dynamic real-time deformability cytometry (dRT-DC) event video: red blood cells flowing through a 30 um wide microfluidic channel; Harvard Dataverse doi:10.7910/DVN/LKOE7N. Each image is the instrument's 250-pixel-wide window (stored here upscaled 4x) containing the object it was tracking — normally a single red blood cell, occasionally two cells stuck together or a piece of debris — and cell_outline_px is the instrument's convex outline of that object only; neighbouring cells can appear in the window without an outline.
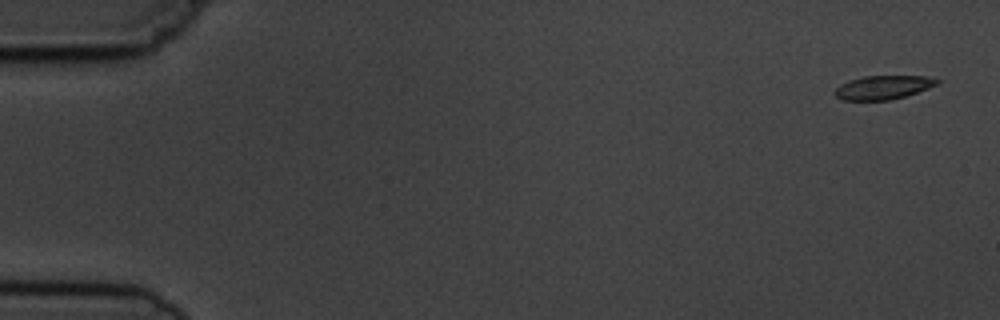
{"species": "common noctule bat (a hibernating species)", "species_latin": "Nyctalus noctula", "temperature_condition": "cold", "stored_images_in_passage": 5, "camera_frame_rate_fps": 3000, "um_per_image_px": 0.085, "animal": {"sex": "male", "body_mass_g": 19.5, "forearm_length_mm": 54.6}, "frame": {"image": 1, "passage_image": 1, "time_ms": 0.0, "image_size_px": [1000, 320], "cell_outline_px": [[944, 80], [928, 88], [892, 100], [840, 100], [832, 92], [840, 84], [848, 80], [864, 76], [928, 76]], "centroid_in_image_um": [75.04, 7.42], "position_along_channel_um": 10.0, "area_um2": 14.28}}
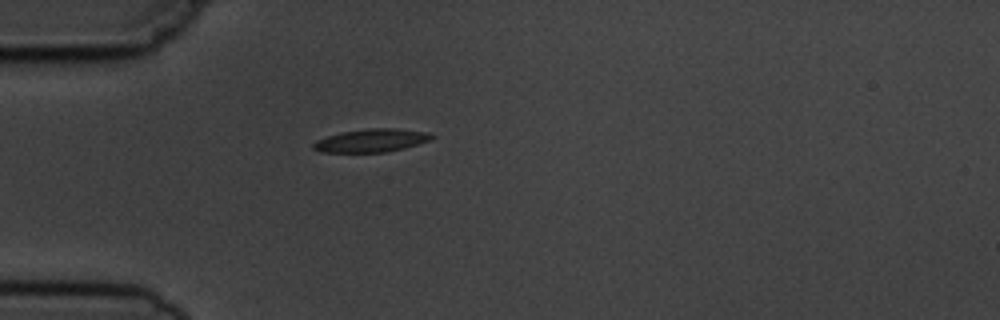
{"frame": {"image": 2, "passage_image": 5, "time_ms": 4.667, "image_size_px": [1000, 320], "cell_outline_px": [[436, 136], [428, 140], [404, 148], [384, 152], [320, 152], [312, 148], [312, 144], [316, 140], [340, 132], [368, 128], [396, 128], [428, 132]], "centroid_in_image_um": [31.54, 11.93], "position_along_channel_um": 53.5, "area_um2": 15.9}}